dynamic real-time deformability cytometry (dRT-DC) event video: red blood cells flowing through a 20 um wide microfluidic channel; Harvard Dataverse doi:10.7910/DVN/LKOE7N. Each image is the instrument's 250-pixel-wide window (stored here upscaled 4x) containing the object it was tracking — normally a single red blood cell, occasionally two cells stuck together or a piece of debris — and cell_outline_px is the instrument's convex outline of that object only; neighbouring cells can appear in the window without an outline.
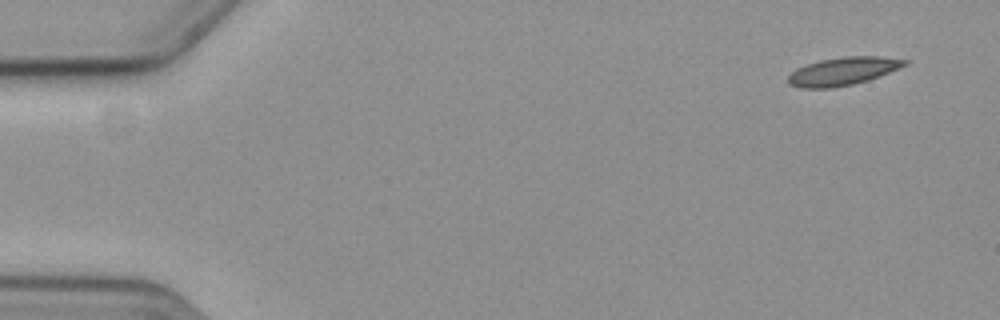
{"species": "common noctule bat (a hibernating species)", "species_latin": "Nyctalus noctula", "temperature_condition": "cold", "stored_images_in_passage": 55, "camera_frame_rate_fps": 3000, "um_per_image_px": 0.085, "animal": {"sex": "female", "body_mass_g": 19.3, "forearm_length_mm": 54.1}, "frame": {"image": 1, "passage_image": 1, "time_ms": 0.0, "image_size_px": [1000, 320], "cell_outline_px": [[908, 64], [868, 80], [852, 84], [832, 88], [800, 88], [788, 84], [788, 76], [796, 68], [820, 60], [844, 56], [880, 56], [908, 60]], "centroid_in_image_um": [71.62, 6.05], "position_along_channel_um": 13.4, "area_um2": 18.9}}
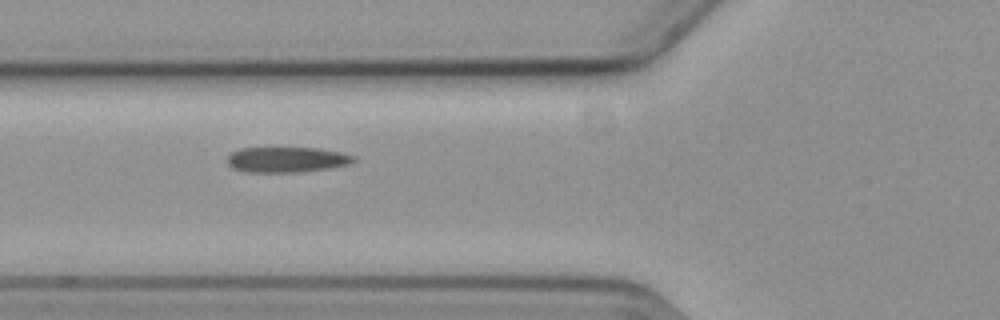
{"frame": {"image": 2, "passage_image": 19, "time_ms": 6.0, "image_size_px": [1000, 320], "cell_outline_px": [[356, 160], [348, 164], [328, 168], [292, 172], [248, 172], [232, 168], [228, 164], [228, 156], [232, 152], [240, 148], [320, 148], [340, 152], [356, 156]], "centroid_in_image_um": [24.37, 13.56], "position_along_channel_um": 101.4, "area_um2": 18.55}}
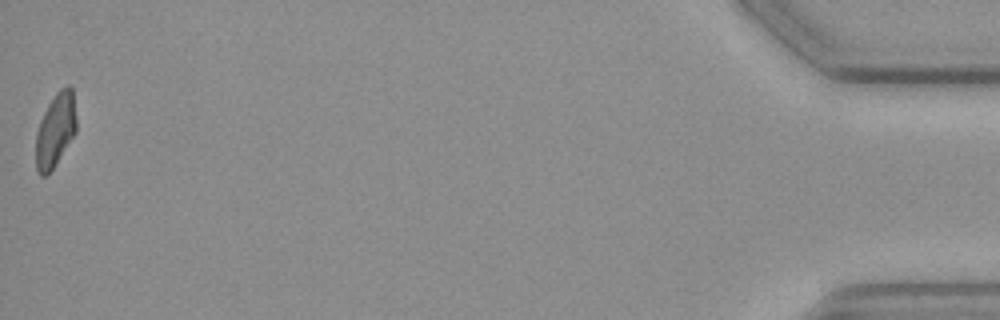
{"frame": {"image": 3, "passage_image": 55, "time_ms": 18.0, "image_size_px": [1000, 320], "cell_outline_px": [[76, 132], [52, 168], [44, 176], [40, 176], [36, 168], [36, 132], [40, 120], [48, 104], [56, 92], [60, 88], [68, 84], [72, 88], [76, 120]], "centroid_in_image_um": [4.7, 11.01], "position_along_channel_um": 430.5, "area_um2": 17.17}, "authors_computed_cell_mechanics": {"area_um2": 18.9006, "velocity_mm_per_s": 3.5935, "shape_relaxation_time_tau1_ms": null, "shape_relaxation_time_tau2_ms": 6.353, "deformation_change_tau1": null, "deformation_change_tau2": 0.1193}}